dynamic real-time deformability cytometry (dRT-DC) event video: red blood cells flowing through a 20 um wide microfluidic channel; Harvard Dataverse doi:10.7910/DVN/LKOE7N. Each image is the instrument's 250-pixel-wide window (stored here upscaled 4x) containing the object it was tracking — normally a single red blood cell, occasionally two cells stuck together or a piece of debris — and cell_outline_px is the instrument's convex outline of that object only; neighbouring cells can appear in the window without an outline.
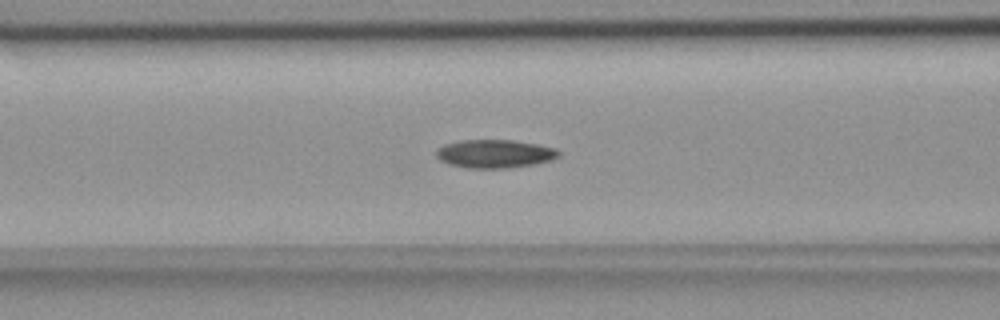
{"species": "common noctule bat (a hibernating species)", "species_latin": "Nyctalus noctula", "temperature_condition": "room temperature", "stored_images_in_passage": 53, "camera_frame_rate_fps": 3000, "um_per_image_px": 0.085, "animal": {"sex": "female", "body_mass_g": 18.4}, "frame": {"image": 1, "passage_image": 22, "time_ms": 7.0, "image_size_px": [1000, 320], "cell_outline_px": [[560, 156], [548, 160], [532, 164], [508, 168], [468, 168], [448, 164], [440, 160], [436, 156], [436, 148], [444, 144], [460, 140], [512, 140], [536, 144], [556, 148], [560, 152]], "centroid_in_image_um": [42.0, 13.06], "position_along_channel_um": 124.6, "area_um2": 20.17}}
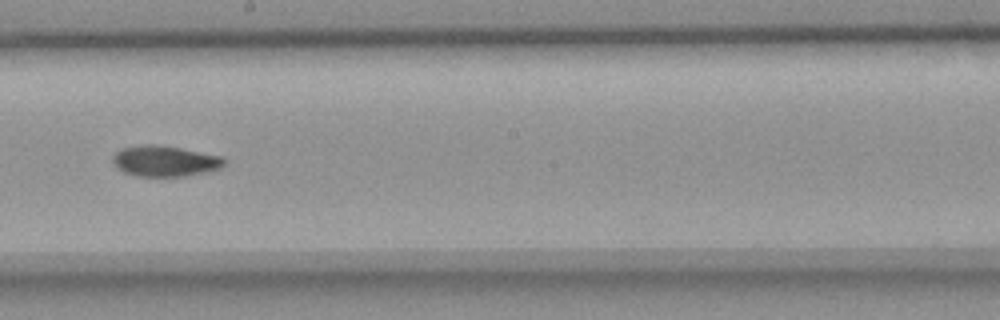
{"frame": {"image": 2, "passage_image": 31, "time_ms": 10.0, "image_size_px": [1000, 320], "cell_outline_px": [[224, 164], [220, 168], [184, 176], [136, 176], [124, 172], [112, 160], [112, 156], [120, 148], [144, 144], [156, 144], [180, 148], [220, 156], [224, 160]], "centroid_in_image_um": [13.97, 13.68], "position_along_channel_um": 234.2, "area_um2": 19.65}}
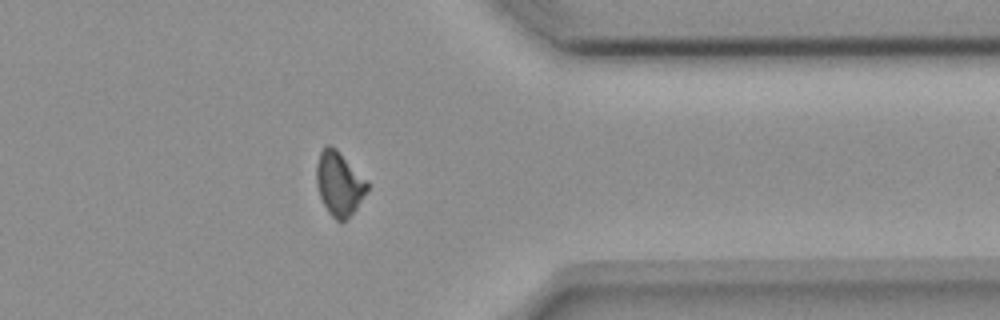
{"frame": {"image": 3, "passage_image": 44, "time_ms": 14.333, "image_size_px": [1000, 320], "cell_outline_px": [[368, 188], [356, 208], [340, 224], [328, 212], [320, 196], [316, 184], [316, 164], [320, 152], [328, 144], [336, 148], [368, 180]], "centroid_in_image_um": [28.82, 15.59], "position_along_channel_um": 382.6, "area_um2": 18.84}, "authors_computed_cell_mechanics": {"area_um2": 19.4208, "velocity_mm_per_s": 3.6704, "shape_relaxation_time_tau1_ms": 6.8519, "shape_relaxation_time_tau2_ms": 4.9519, "deformation_change_tau1": 0.1787, "deformation_change_tau2": 0.0957}}